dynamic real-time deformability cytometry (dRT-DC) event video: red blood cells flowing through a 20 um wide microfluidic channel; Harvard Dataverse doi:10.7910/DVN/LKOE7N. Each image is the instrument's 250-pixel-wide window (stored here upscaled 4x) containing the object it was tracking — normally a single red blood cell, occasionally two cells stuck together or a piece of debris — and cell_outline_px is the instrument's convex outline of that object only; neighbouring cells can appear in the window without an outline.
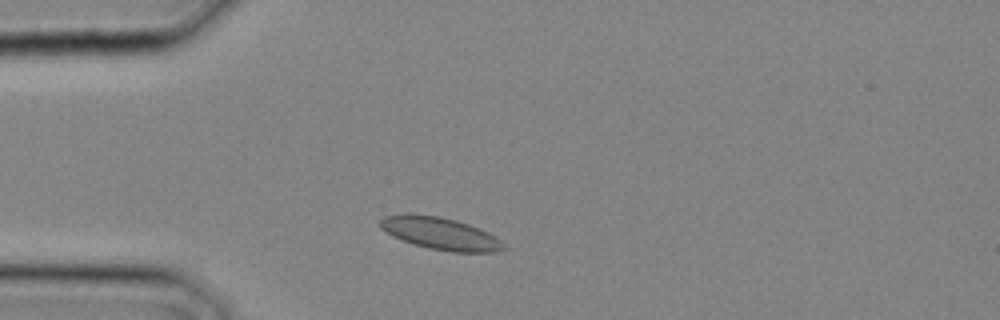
{"species": "common noctule bat (a hibernating species)", "species_latin": "Nyctalus noctula", "temperature_condition": "cold", "stored_images_in_passage": 5, "camera_frame_rate_fps": 3000, "um_per_image_px": 0.085, "animal": {"sex": "male", "body_mass_g": 20.4}, "frame": {"image": 1, "passage_image": 2, "time_ms": 0.333, "image_size_px": [1000, 320], "cell_outline_px": [[508, 248], [496, 252], [452, 252], [428, 248], [392, 236], [380, 228], [380, 220], [384, 216], [440, 216], [456, 220], [480, 228], [488, 232], [500, 240]], "centroid_in_image_um": [37.51, 19.88], "position_along_channel_um": 47.5, "area_um2": 22.6}}
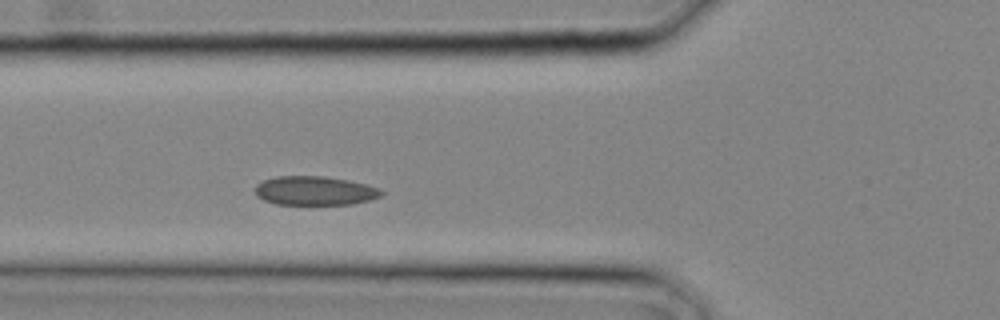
{"frame": {"image": 2, "passage_image": 5, "time_ms": 1.333, "image_size_px": [1000, 320], "cell_outline_px": [[384, 192], [380, 196], [368, 200], [352, 204], [276, 204], [264, 200], [256, 196], [256, 184], [264, 180], [276, 176], [324, 176], [348, 180], [380, 188]], "centroid_in_image_um": [26.74, 16.21], "position_along_channel_um": 99.1, "area_um2": 21.21}}